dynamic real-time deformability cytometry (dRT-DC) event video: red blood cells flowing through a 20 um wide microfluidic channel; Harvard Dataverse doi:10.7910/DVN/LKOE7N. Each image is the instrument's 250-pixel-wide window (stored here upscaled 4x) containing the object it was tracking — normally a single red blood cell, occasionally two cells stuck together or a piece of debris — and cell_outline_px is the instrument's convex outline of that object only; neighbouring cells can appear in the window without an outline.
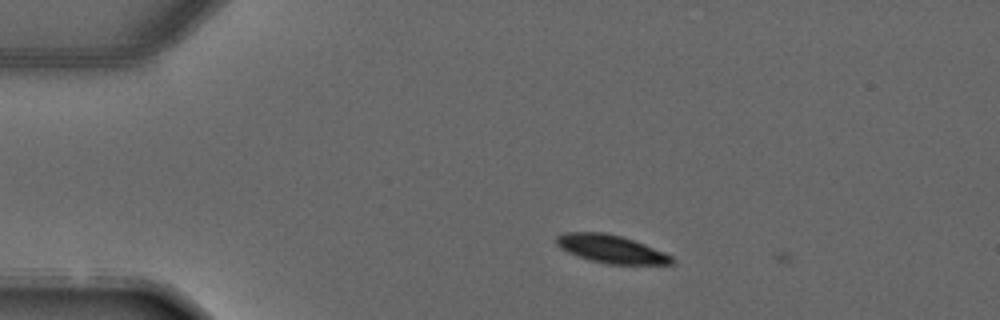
{"species": "common noctule bat (a hibernating species)", "species_latin": "Nyctalus noctula", "temperature_condition": "warm", "stored_images_in_passage": 3, "camera_frame_rate_fps": 3000, "um_per_image_px": 0.085, "animal": {"sex": "male", "forearm_length_mm": 52.5}, "frame": {"image": 1, "passage_image": 2, "time_ms": 1.333, "image_size_px": [1000, 320], "cell_outline_px": [[676, 260], [672, 264], [608, 264], [588, 260], [568, 252], [560, 248], [556, 244], [556, 236], [564, 232], [604, 232], [620, 236], [644, 244], [664, 252], [672, 256]], "centroid_in_image_um": [51.92, 21.16], "position_along_channel_um": 33.1, "area_um2": 18.84}}